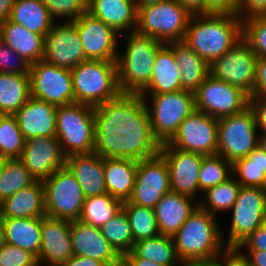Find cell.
<instances>
[{
  "label": "cell",
  "instance_id": "cell-1",
  "mask_svg": "<svg viewBox=\"0 0 266 266\" xmlns=\"http://www.w3.org/2000/svg\"><path fill=\"white\" fill-rule=\"evenodd\" d=\"M95 150L103 158L135 161L159 154L161 143L153 136L148 109L140 94L120 93L94 107Z\"/></svg>",
  "mask_w": 266,
  "mask_h": 266
},
{
  "label": "cell",
  "instance_id": "cell-2",
  "mask_svg": "<svg viewBox=\"0 0 266 266\" xmlns=\"http://www.w3.org/2000/svg\"><path fill=\"white\" fill-rule=\"evenodd\" d=\"M242 39V21L236 14L192 15L183 42L211 65Z\"/></svg>",
  "mask_w": 266,
  "mask_h": 266
},
{
  "label": "cell",
  "instance_id": "cell-3",
  "mask_svg": "<svg viewBox=\"0 0 266 266\" xmlns=\"http://www.w3.org/2000/svg\"><path fill=\"white\" fill-rule=\"evenodd\" d=\"M217 217L199 205L190 214L172 236L181 261L212 258L227 249L222 237L221 223Z\"/></svg>",
  "mask_w": 266,
  "mask_h": 266
},
{
  "label": "cell",
  "instance_id": "cell-4",
  "mask_svg": "<svg viewBox=\"0 0 266 266\" xmlns=\"http://www.w3.org/2000/svg\"><path fill=\"white\" fill-rule=\"evenodd\" d=\"M125 49L117 58L118 84L121 93L141 94L150 83L155 55L163 42L136 32L124 33Z\"/></svg>",
  "mask_w": 266,
  "mask_h": 266
},
{
  "label": "cell",
  "instance_id": "cell-5",
  "mask_svg": "<svg viewBox=\"0 0 266 266\" xmlns=\"http://www.w3.org/2000/svg\"><path fill=\"white\" fill-rule=\"evenodd\" d=\"M95 133L93 106L76 102L57 106L55 136L66 158L93 153Z\"/></svg>",
  "mask_w": 266,
  "mask_h": 266
},
{
  "label": "cell",
  "instance_id": "cell-6",
  "mask_svg": "<svg viewBox=\"0 0 266 266\" xmlns=\"http://www.w3.org/2000/svg\"><path fill=\"white\" fill-rule=\"evenodd\" d=\"M71 74L76 103L95 107L121 93L116 61L85 60Z\"/></svg>",
  "mask_w": 266,
  "mask_h": 266
},
{
  "label": "cell",
  "instance_id": "cell-7",
  "mask_svg": "<svg viewBox=\"0 0 266 266\" xmlns=\"http://www.w3.org/2000/svg\"><path fill=\"white\" fill-rule=\"evenodd\" d=\"M192 14L175 0L137 9L135 32L153 37L164 44L183 41Z\"/></svg>",
  "mask_w": 266,
  "mask_h": 266
},
{
  "label": "cell",
  "instance_id": "cell-8",
  "mask_svg": "<svg viewBox=\"0 0 266 266\" xmlns=\"http://www.w3.org/2000/svg\"><path fill=\"white\" fill-rule=\"evenodd\" d=\"M140 95L148 109L153 136L161 144L168 142L177 132L179 125L196 111L194 92L179 90Z\"/></svg>",
  "mask_w": 266,
  "mask_h": 266
},
{
  "label": "cell",
  "instance_id": "cell-9",
  "mask_svg": "<svg viewBox=\"0 0 266 266\" xmlns=\"http://www.w3.org/2000/svg\"><path fill=\"white\" fill-rule=\"evenodd\" d=\"M258 128L252 110L218 120L217 154L230 163L247 157L258 146Z\"/></svg>",
  "mask_w": 266,
  "mask_h": 266
},
{
  "label": "cell",
  "instance_id": "cell-10",
  "mask_svg": "<svg viewBox=\"0 0 266 266\" xmlns=\"http://www.w3.org/2000/svg\"><path fill=\"white\" fill-rule=\"evenodd\" d=\"M42 182L46 216L79 220L86 197L69 169L64 166Z\"/></svg>",
  "mask_w": 266,
  "mask_h": 266
},
{
  "label": "cell",
  "instance_id": "cell-11",
  "mask_svg": "<svg viewBox=\"0 0 266 266\" xmlns=\"http://www.w3.org/2000/svg\"><path fill=\"white\" fill-rule=\"evenodd\" d=\"M229 212H232L229 234H223L226 232L222 229V237L227 248L235 249L256 228L266 222V195L261 187L241 186Z\"/></svg>",
  "mask_w": 266,
  "mask_h": 266
},
{
  "label": "cell",
  "instance_id": "cell-12",
  "mask_svg": "<svg viewBox=\"0 0 266 266\" xmlns=\"http://www.w3.org/2000/svg\"><path fill=\"white\" fill-rule=\"evenodd\" d=\"M195 108L214 119H221L249 107V95L240 88L216 79L209 74L194 92Z\"/></svg>",
  "mask_w": 266,
  "mask_h": 266
},
{
  "label": "cell",
  "instance_id": "cell-13",
  "mask_svg": "<svg viewBox=\"0 0 266 266\" xmlns=\"http://www.w3.org/2000/svg\"><path fill=\"white\" fill-rule=\"evenodd\" d=\"M29 76L31 97L55 106L75 103L70 69L39 60L30 65Z\"/></svg>",
  "mask_w": 266,
  "mask_h": 266
},
{
  "label": "cell",
  "instance_id": "cell-14",
  "mask_svg": "<svg viewBox=\"0 0 266 266\" xmlns=\"http://www.w3.org/2000/svg\"><path fill=\"white\" fill-rule=\"evenodd\" d=\"M256 60L257 56L241 39L210 65V74L216 79L240 88L251 96L254 89Z\"/></svg>",
  "mask_w": 266,
  "mask_h": 266
},
{
  "label": "cell",
  "instance_id": "cell-15",
  "mask_svg": "<svg viewBox=\"0 0 266 266\" xmlns=\"http://www.w3.org/2000/svg\"><path fill=\"white\" fill-rule=\"evenodd\" d=\"M218 120L206 113L194 111L167 142L171 147L204 156L217 154Z\"/></svg>",
  "mask_w": 266,
  "mask_h": 266
},
{
  "label": "cell",
  "instance_id": "cell-16",
  "mask_svg": "<svg viewBox=\"0 0 266 266\" xmlns=\"http://www.w3.org/2000/svg\"><path fill=\"white\" fill-rule=\"evenodd\" d=\"M170 191L169 168L160 154L138 161L135 185L128 200L130 203L154 208Z\"/></svg>",
  "mask_w": 266,
  "mask_h": 266
},
{
  "label": "cell",
  "instance_id": "cell-17",
  "mask_svg": "<svg viewBox=\"0 0 266 266\" xmlns=\"http://www.w3.org/2000/svg\"><path fill=\"white\" fill-rule=\"evenodd\" d=\"M73 22L79 33L86 60L117 61L119 33L89 12L83 13Z\"/></svg>",
  "mask_w": 266,
  "mask_h": 266
},
{
  "label": "cell",
  "instance_id": "cell-18",
  "mask_svg": "<svg viewBox=\"0 0 266 266\" xmlns=\"http://www.w3.org/2000/svg\"><path fill=\"white\" fill-rule=\"evenodd\" d=\"M43 60L70 70L86 60L80 36L73 21L53 24L52 29L45 35Z\"/></svg>",
  "mask_w": 266,
  "mask_h": 266
},
{
  "label": "cell",
  "instance_id": "cell-19",
  "mask_svg": "<svg viewBox=\"0 0 266 266\" xmlns=\"http://www.w3.org/2000/svg\"><path fill=\"white\" fill-rule=\"evenodd\" d=\"M159 154L169 168L171 191L199 202V171L204 155L176 149L167 142L161 144Z\"/></svg>",
  "mask_w": 266,
  "mask_h": 266
},
{
  "label": "cell",
  "instance_id": "cell-20",
  "mask_svg": "<svg viewBox=\"0 0 266 266\" xmlns=\"http://www.w3.org/2000/svg\"><path fill=\"white\" fill-rule=\"evenodd\" d=\"M19 160L35 180L43 181L65 166L66 157L56 136L25 140Z\"/></svg>",
  "mask_w": 266,
  "mask_h": 266
},
{
  "label": "cell",
  "instance_id": "cell-21",
  "mask_svg": "<svg viewBox=\"0 0 266 266\" xmlns=\"http://www.w3.org/2000/svg\"><path fill=\"white\" fill-rule=\"evenodd\" d=\"M73 256L71 221L41 217V248L38 261L48 266H61Z\"/></svg>",
  "mask_w": 266,
  "mask_h": 266
},
{
  "label": "cell",
  "instance_id": "cell-22",
  "mask_svg": "<svg viewBox=\"0 0 266 266\" xmlns=\"http://www.w3.org/2000/svg\"><path fill=\"white\" fill-rule=\"evenodd\" d=\"M72 250L75 256H85L106 266H113L122 260L111 244L102 235L100 228L80 220L71 222Z\"/></svg>",
  "mask_w": 266,
  "mask_h": 266
},
{
  "label": "cell",
  "instance_id": "cell-23",
  "mask_svg": "<svg viewBox=\"0 0 266 266\" xmlns=\"http://www.w3.org/2000/svg\"><path fill=\"white\" fill-rule=\"evenodd\" d=\"M56 111L57 106L30 97L14 114L25 140L38 136H55Z\"/></svg>",
  "mask_w": 266,
  "mask_h": 266
},
{
  "label": "cell",
  "instance_id": "cell-24",
  "mask_svg": "<svg viewBox=\"0 0 266 266\" xmlns=\"http://www.w3.org/2000/svg\"><path fill=\"white\" fill-rule=\"evenodd\" d=\"M65 166L81 186L85 197L107 193L104 178V158L93 152L66 158Z\"/></svg>",
  "mask_w": 266,
  "mask_h": 266
},
{
  "label": "cell",
  "instance_id": "cell-25",
  "mask_svg": "<svg viewBox=\"0 0 266 266\" xmlns=\"http://www.w3.org/2000/svg\"><path fill=\"white\" fill-rule=\"evenodd\" d=\"M192 197L166 193L153 208L160 235L173 236L198 206Z\"/></svg>",
  "mask_w": 266,
  "mask_h": 266
},
{
  "label": "cell",
  "instance_id": "cell-26",
  "mask_svg": "<svg viewBox=\"0 0 266 266\" xmlns=\"http://www.w3.org/2000/svg\"><path fill=\"white\" fill-rule=\"evenodd\" d=\"M87 12L102 20L120 35L135 32L137 8L134 0H88Z\"/></svg>",
  "mask_w": 266,
  "mask_h": 266
},
{
  "label": "cell",
  "instance_id": "cell-27",
  "mask_svg": "<svg viewBox=\"0 0 266 266\" xmlns=\"http://www.w3.org/2000/svg\"><path fill=\"white\" fill-rule=\"evenodd\" d=\"M45 215L44 185L39 180L0 202L2 218H37Z\"/></svg>",
  "mask_w": 266,
  "mask_h": 266
},
{
  "label": "cell",
  "instance_id": "cell-28",
  "mask_svg": "<svg viewBox=\"0 0 266 266\" xmlns=\"http://www.w3.org/2000/svg\"><path fill=\"white\" fill-rule=\"evenodd\" d=\"M2 41L15 50L30 65L43 60L45 37L9 19L1 24Z\"/></svg>",
  "mask_w": 266,
  "mask_h": 266
},
{
  "label": "cell",
  "instance_id": "cell-29",
  "mask_svg": "<svg viewBox=\"0 0 266 266\" xmlns=\"http://www.w3.org/2000/svg\"><path fill=\"white\" fill-rule=\"evenodd\" d=\"M138 161L128 158H104L106 190L122 203L128 201L135 185Z\"/></svg>",
  "mask_w": 266,
  "mask_h": 266
},
{
  "label": "cell",
  "instance_id": "cell-30",
  "mask_svg": "<svg viewBox=\"0 0 266 266\" xmlns=\"http://www.w3.org/2000/svg\"><path fill=\"white\" fill-rule=\"evenodd\" d=\"M179 65L181 90L195 92L210 74V65L183 41L166 44Z\"/></svg>",
  "mask_w": 266,
  "mask_h": 266
},
{
  "label": "cell",
  "instance_id": "cell-31",
  "mask_svg": "<svg viewBox=\"0 0 266 266\" xmlns=\"http://www.w3.org/2000/svg\"><path fill=\"white\" fill-rule=\"evenodd\" d=\"M179 65L173 51L164 44L156 53L149 86L141 94H161L181 90Z\"/></svg>",
  "mask_w": 266,
  "mask_h": 266
},
{
  "label": "cell",
  "instance_id": "cell-32",
  "mask_svg": "<svg viewBox=\"0 0 266 266\" xmlns=\"http://www.w3.org/2000/svg\"><path fill=\"white\" fill-rule=\"evenodd\" d=\"M5 243L34 254L37 259L41 248V217L3 218Z\"/></svg>",
  "mask_w": 266,
  "mask_h": 266
},
{
  "label": "cell",
  "instance_id": "cell-33",
  "mask_svg": "<svg viewBox=\"0 0 266 266\" xmlns=\"http://www.w3.org/2000/svg\"><path fill=\"white\" fill-rule=\"evenodd\" d=\"M9 20L44 37L56 22L42 0H15Z\"/></svg>",
  "mask_w": 266,
  "mask_h": 266
},
{
  "label": "cell",
  "instance_id": "cell-34",
  "mask_svg": "<svg viewBox=\"0 0 266 266\" xmlns=\"http://www.w3.org/2000/svg\"><path fill=\"white\" fill-rule=\"evenodd\" d=\"M30 97L29 74L0 72V115H14Z\"/></svg>",
  "mask_w": 266,
  "mask_h": 266
},
{
  "label": "cell",
  "instance_id": "cell-35",
  "mask_svg": "<svg viewBox=\"0 0 266 266\" xmlns=\"http://www.w3.org/2000/svg\"><path fill=\"white\" fill-rule=\"evenodd\" d=\"M132 252L140 258L163 266H176L181 260L177 255L172 236L158 235L134 243Z\"/></svg>",
  "mask_w": 266,
  "mask_h": 266
},
{
  "label": "cell",
  "instance_id": "cell-36",
  "mask_svg": "<svg viewBox=\"0 0 266 266\" xmlns=\"http://www.w3.org/2000/svg\"><path fill=\"white\" fill-rule=\"evenodd\" d=\"M232 173L242 187H261L266 176V153L257 146L232 164Z\"/></svg>",
  "mask_w": 266,
  "mask_h": 266
},
{
  "label": "cell",
  "instance_id": "cell-37",
  "mask_svg": "<svg viewBox=\"0 0 266 266\" xmlns=\"http://www.w3.org/2000/svg\"><path fill=\"white\" fill-rule=\"evenodd\" d=\"M240 188L241 185L232 176L227 181L204 192L198 204L203 210L215 216L218 213H227L236 201Z\"/></svg>",
  "mask_w": 266,
  "mask_h": 266
},
{
  "label": "cell",
  "instance_id": "cell-38",
  "mask_svg": "<svg viewBox=\"0 0 266 266\" xmlns=\"http://www.w3.org/2000/svg\"><path fill=\"white\" fill-rule=\"evenodd\" d=\"M102 235L123 258L134 247L132 230L126 212L121 208L110 220L100 227Z\"/></svg>",
  "mask_w": 266,
  "mask_h": 266
},
{
  "label": "cell",
  "instance_id": "cell-39",
  "mask_svg": "<svg viewBox=\"0 0 266 266\" xmlns=\"http://www.w3.org/2000/svg\"><path fill=\"white\" fill-rule=\"evenodd\" d=\"M122 202L108 193L85 199L79 220L100 228L122 208Z\"/></svg>",
  "mask_w": 266,
  "mask_h": 266
},
{
  "label": "cell",
  "instance_id": "cell-40",
  "mask_svg": "<svg viewBox=\"0 0 266 266\" xmlns=\"http://www.w3.org/2000/svg\"><path fill=\"white\" fill-rule=\"evenodd\" d=\"M122 209L126 212L134 242L142 239L153 238L159 235L154 209L123 202Z\"/></svg>",
  "mask_w": 266,
  "mask_h": 266
},
{
  "label": "cell",
  "instance_id": "cell-41",
  "mask_svg": "<svg viewBox=\"0 0 266 266\" xmlns=\"http://www.w3.org/2000/svg\"><path fill=\"white\" fill-rule=\"evenodd\" d=\"M35 181L19 159H6L0 173V202Z\"/></svg>",
  "mask_w": 266,
  "mask_h": 266
},
{
  "label": "cell",
  "instance_id": "cell-42",
  "mask_svg": "<svg viewBox=\"0 0 266 266\" xmlns=\"http://www.w3.org/2000/svg\"><path fill=\"white\" fill-rule=\"evenodd\" d=\"M25 146V138L15 115H0V156L19 159Z\"/></svg>",
  "mask_w": 266,
  "mask_h": 266
},
{
  "label": "cell",
  "instance_id": "cell-43",
  "mask_svg": "<svg viewBox=\"0 0 266 266\" xmlns=\"http://www.w3.org/2000/svg\"><path fill=\"white\" fill-rule=\"evenodd\" d=\"M232 176V163L218 154L204 156L199 171V190L202 194Z\"/></svg>",
  "mask_w": 266,
  "mask_h": 266
},
{
  "label": "cell",
  "instance_id": "cell-44",
  "mask_svg": "<svg viewBox=\"0 0 266 266\" xmlns=\"http://www.w3.org/2000/svg\"><path fill=\"white\" fill-rule=\"evenodd\" d=\"M242 39L257 57H266V15L242 21Z\"/></svg>",
  "mask_w": 266,
  "mask_h": 266
},
{
  "label": "cell",
  "instance_id": "cell-45",
  "mask_svg": "<svg viewBox=\"0 0 266 266\" xmlns=\"http://www.w3.org/2000/svg\"><path fill=\"white\" fill-rule=\"evenodd\" d=\"M49 14L56 21H73L87 12L88 0H42ZM63 18V19H62Z\"/></svg>",
  "mask_w": 266,
  "mask_h": 266
},
{
  "label": "cell",
  "instance_id": "cell-46",
  "mask_svg": "<svg viewBox=\"0 0 266 266\" xmlns=\"http://www.w3.org/2000/svg\"><path fill=\"white\" fill-rule=\"evenodd\" d=\"M30 64L2 40L0 41V72L29 74Z\"/></svg>",
  "mask_w": 266,
  "mask_h": 266
},
{
  "label": "cell",
  "instance_id": "cell-47",
  "mask_svg": "<svg viewBox=\"0 0 266 266\" xmlns=\"http://www.w3.org/2000/svg\"><path fill=\"white\" fill-rule=\"evenodd\" d=\"M37 257L31 252L4 243L0 247V266H32Z\"/></svg>",
  "mask_w": 266,
  "mask_h": 266
},
{
  "label": "cell",
  "instance_id": "cell-48",
  "mask_svg": "<svg viewBox=\"0 0 266 266\" xmlns=\"http://www.w3.org/2000/svg\"><path fill=\"white\" fill-rule=\"evenodd\" d=\"M236 15L241 21L266 15V0H238Z\"/></svg>",
  "mask_w": 266,
  "mask_h": 266
},
{
  "label": "cell",
  "instance_id": "cell-49",
  "mask_svg": "<svg viewBox=\"0 0 266 266\" xmlns=\"http://www.w3.org/2000/svg\"><path fill=\"white\" fill-rule=\"evenodd\" d=\"M235 249L266 251V222L256 228Z\"/></svg>",
  "mask_w": 266,
  "mask_h": 266
},
{
  "label": "cell",
  "instance_id": "cell-50",
  "mask_svg": "<svg viewBox=\"0 0 266 266\" xmlns=\"http://www.w3.org/2000/svg\"><path fill=\"white\" fill-rule=\"evenodd\" d=\"M252 97L266 98V57H257Z\"/></svg>",
  "mask_w": 266,
  "mask_h": 266
},
{
  "label": "cell",
  "instance_id": "cell-51",
  "mask_svg": "<svg viewBox=\"0 0 266 266\" xmlns=\"http://www.w3.org/2000/svg\"><path fill=\"white\" fill-rule=\"evenodd\" d=\"M249 108L254 114L259 134H266V98L249 96Z\"/></svg>",
  "mask_w": 266,
  "mask_h": 266
},
{
  "label": "cell",
  "instance_id": "cell-52",
  "mask_svg": "<svg viewBox=\"0 0 266 266\" xmlns=\"http://www.w3.org/2000/svg\"><path fill=\"white\" fill-rule=\"evenodd\" d=\"M238 0H204V14H236Z\"/></svg>",
  "mask_w": 266,
  "mask_h": 266
},
{
  "label": "cell",
  "instance_id": "cell-53",
  "mask_svg": "<svg viewBox=\"0 0 266 266\" xmlns=\"http://www.w3.org/2000/svg\"><path fill=\"white\" fill-rule=\"evenodd\" d=\"M248 262L249 266H266V251L237 250Z\"/></svg>",
  "mask_w": 266,
  "mask_h": 266
},
{
  "label": "cell",
  "instance_id": "cell-54",
  "mask_svg": "<svg viewBox=\"0 0 266 266\" xmlns=\"http://www.w3.org/2000/svg\"><path fill=\"white\" fill-rule=\"evenodd\" d=\"M61 266H106V265L103 262H100L98 260L89 257L73 255Z\"/></svg>",
  "mask_w": 266,
  "mask_h": 266
},
{
  "label": "cell",
  "instance_id": "cell-55",
  "mask_svg": "<svg viewBox=\"0 0 266 266\" xmlns=\"http://www.w3.org/2000/svg\"><path fill=\"white\" fill-rule=\"evenodd\" d=\"M226 266H249V264L236 249L227 248Z\"/></svg>",
  "mask_w": 266,
  "mask_h": 266
},
{
  "label": "cell",
  "instance_id": "cell-56",
  "mask_svg": "<svg viewBox=\"0 0 266 266\" xmlns=\"http://www.w3.org/2000/svg\"><path fill=\"white\" fill-rule=\"evenodd\" d=\"M192 15L204 14V0H175Z\"/></svg>",
  "mask_w": 266,
  "mask_h": 266
},
{
  "label": "cell",
  "instance_id": "cell-57",
  "mask_svg": "<svg viewBox=\"0 0 266 266\" xmlns=\"http://www.w3.org/2000/svg\"><path fill=\"white\" fill-rule=\"evenodd\" d=\"M122 259L128 264V266H163L150 260L137 257L132 251L127 253Z\"/></svg>",
  "mask_w": 266,
  "mask_h": 266
},
{
  "label": "cell",
  "instance_id": "cell-58",
  "mask_svg": "<svg viewBox=\"0 0 266 266\" xmlns=\"http://www.w3.org/2000/svg\"><path fill=\"white\" fill-rule=\"evenodd\" d=\"M198 266H226V250L218 256L198 260Z\"/></svg>",
  "mask_w": 266,
  "mask_h": 266
},
{
  "label": "cell",
  "instance_id": "cell-59",
  "mask_svg": "<svg viewBox=\"0 0 266 266\" xmlns=\"http://www.w3.org/2000/svg\"><path fill=\"white\" fill-rule=\"evenodd\" d=\"M15 0H0V20H7L10 18L12 8Z\"/></svg>",
  "mask_w": 266,
  "mask_h": 266
},
{
  "label": "cell",
  "instance_id": "cell-60",
  "mask_svg": "<svg viewBox=\"0 0 266 266\" xmlns=\"http://www.w3.org/2000/svg\"><path fill=\"white\" fill-rule=\"evenodd\" d=\"M163 0H134L136 8H141L143 6H148L152 4H157Z\"/></svg>",
  "mask_w": 266,
  "mask_h": 266
},
{
  "label": "cell",
  "instance_id": "cell-61",
  "mask_svg": "<svg viewBox=\"0 0 266 266\" xmlns=\"http://www.w3.org/2000/svg\"><path fill=\"white\" fill-rule=\"evenodd\" d=\"M258 147L266 153V134L258 135Z\"/></svg>",
  "mask_w": 266,
  "mask_h": 266
},
{
  "label": "cell",
  "instance_id": "cell-62",
  "mask_svg": "<svg viewBox=\"0 0 266 266\" xmlns=\"http://www.w3.org/2000/svg\"><path fill=\"white\" fill-rule=\"evenodd\" d=\"M5 243L3 218L0 216V247Z\"/></svg>",
  "mask_w": 266,
  "mask_h": 266
},
{
  "label": "cell",
  "instance_id": "cell-63",
  "mask_svg": "<svg viewBox=\"0 0 266 266\" xmlns=\"http://www.w3.org/2000/svg\"><path fill=\"white\" fill-rule=\"evenodd\" d=\"M176 266H198V260H196V261H180Z\"/></svg>",
  "mask_w": 266,
  "mask_h": 266
},
{
  "label": "cell",
  "instance_id": "cell-64",
  "mask_svg": "<svg viewBox=\"0 0 266 266\" xmlns=\"http://www.w3.org/2000/svg\"><path fill=\"white\" fill-rule=\"evenodd\" d=\"M113 266H128V264L122 259L120 262L114 264Z\"/></svg>",
  "mask_w": 266,
  "mask_h": 266
},
{
  "label": "cell",
  "instance_id": "cell-65",
  "mask_svg": "<svg viewBox=\"0 0 266 266\" xmlns=\"http://www.w3.org/2000/svg\"><path fill=\"white\" fill-rule=\"evenodd\" d=\"M5 160H6V158H3V157L0 156V173H1L2 168H3V166H4V161H5Z\"/></svg>",
  "mask_w": 266,
  "mask_h": 266
},
{
  "label": "cell",
  "instance_id": "cell-66",
  "mask_svg": "<svg viewBox=\"0 0 266 266\" xmlns=\"http://www.w3.org/2000/svg\"><path fill=\"white\" fill-rule=\"evenodd\" d=\"M261 189H262V191L265 193V195H266V176H265V179H264V182H263V184H262V186H261Z\"/></svg>",
  "mask_w": 266,
  "mask_h": 266
},
{
  "label": "cell",
  "instance_id": "cell-67",
  "mask_svg": "<svg viewBox=\"0 0 266 266\" xmlns=\"http://www.w3.org/2000/svg\"><path fill=\"white\" fill-rule=\"evenodd\" d=\"M32 266H48V265H45L43 262L37 261Z\"/></svg>",
  "mask_w": 266,
  "mask_h": 266
},
{
  "label": "cell",
  "instance_id": "cell-68",
  "mask_svg": "<svg viewBox=\"0 0 266 266\" xmlns=\"http://www.w3.org/2000/svg\"><path fill=\"white\" fill-rule=\"evenodd\" d=\"M1 24H2V21L0 20V41L2 40Z\"/></svg>",
  "mask_w": 266,
  "mask_h": 266
}]
</instances>
